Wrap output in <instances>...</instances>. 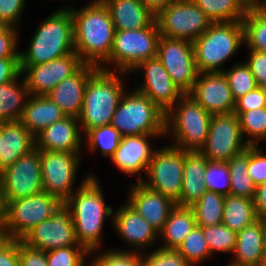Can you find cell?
I'll use <instances>...</instances> for the list:
<instances>
[{"instance_id": "681fc988", "label": "cell", "mask_w": 266, "mask_h": 266, "mask_svg": "<svg viewBox=\"0 0 266 266\" xmlns=\"http://www.w3.org/2000/svg\"><path fill=\"white\" fill-rule=\"evenodd\" d=\"M20 266H48L46 252L32 248L18 239Z\"/></svg>"}, {"instance_id": "d590c367", "label": "cell", "mask_w": 266, "mask_h": 266, "mask_svg": "<svg viewBox=\"0 0 266 266\" xmlns=\"http://www.w3.org/2000/svg\"><path fill=\"white\" fill-rule=\"evenodd\" d=\"M242 22L247 48L266 53V11L250 7Z\"/></svg>"}, {"instance_id": "52a82bcc", "label": "cell", "mask_w": 266, "mask_h": 266, "mask_svg": "<svg viewBox=\"0 0 266 266\" xmlns=\"http://www.w3.org/2000/svg\"><path fill=\"white\" fill-rule=\"evenodd\" d=\"M165 116L149 97L133 89L122 95L111 125L121 136L165 135Z\"/></svg>"}, {"instance_id": "f5cc1de1", "label": "cell", "mask_w": 266, "mask_h": 266, "mask_svg": "<svg viewBox=\"0 0 266 266\" xmlns=\"http://www.w3.org/2000/svg\"><path fill=\"white\" fill-rule=\"evenodd\" d=\"M249 58L245 62L255 77L256 83L260 84L266 82V53L249 49Z\"/></svg>"}, {"instance_id": "4dcf8cb0", "label": "cell", "mask_w": 266, "mask_h": 266, "mask_svg": "<svg viewBox=\"0 0 266 266\" xmlns=\"http://www.w3.org/2000/svg\"><path fill=\"white\" fill-rule=\"evenodd\" d=\"M18 79L0 85V122L19 121L23 114L29 92Z\"/></svg>"}, {"instance_id": "c3c4849f", "label": "cell", "mask_w": 266, "mask_h": 266, "mask_svg": "<svg viewBox=\"0 0 266 266\" xmlns=\"http://www.w3.org/2000/svg\"><path fill=\"white\" fill-rule=\"evenodd\" d=\"M26 0H0V23L19 29Z\"/></svg>"}, {"instance_id": "db71d44e", "label": "cell", "mask_w": 266, "mask_h": 266, "mask_svg": "<svg viewBox=\"0 0 266 266\" xmlns=\"http://www.w3.org/2000/svg\"><path fill=\"white\" fill-rule=\"evenodd\" d=\"M20 58H0V85L22 76Z\"/></svg>"}, {"instance_id": "94428289", "label": "cell", "mask_w": 266, "mask_h": 266, "mask_svg": "<svg viewBox=\"0 0 266 266\" xmlns=\"http://www.w3.org/2000/svg\"><path fill=\"white\" fill-rule=\"evenodd\" d=\"M259 87L262 90L263 95L265 96V99H266V82L260 84Z\"/></svg>"}, {"instance_id": "f35d334b", "label": "cell", "mask_w": 266, "mask_h": 266, "mask_svg": "<svg viewBox=\"0 0 266 266\" xmlns=\"http://www.w3.org/2000/svg\"><path fill=\"white\" fill-rule=\"evenodd\" d=\"M190 266H196L211 256L202 227L196 226L177 248Z\"/></svg>"}, {"instance_id": "816d5d0a", "label": "cell", "mask_w": 266, "mask_h": 266, "mask_svg": "<svg viewBox=\"0 0 266 266\" xmlns=\"http://www.w3.org/2000/svg\"><path fill=\"white\" fill-rule=\"evenodd\" d=\"M0 266H20L18 239H8L0 236Z\"/></svg>"}, {"instance_id": "e0dca14e", "label": "cell", "mask_w": 266, "mask_h": 266, "mask_svg": "<svg viewBox=\"0 0 266 266\" xmlns=\"http://www.w3.org/2000/svg\"><path fill=\"white\" fill-rule=\"evenodd\" d=\"M83 65L78 53L73 52L46 63L20 67L29 95L46 96L59 82L74 75Z\"/></svg>"}, {"instance_id": "5bb4252c", "label": "cell", "mask_w": 266, "mask_h": 266, "mask_svg": "<svg viewBox=\"0 0 266 266\" xmlns=\"http://www.w3.org/2000/svg\"><path fill=\"white\" fill-rule=\"evenodd\" d=\"M234 113L212 115L206 142L199 150L209 161H229L248 148Z\"/></svg>"}, {"instance_id": "3957f363", "label": "cell", "mask_w": 266, "mask_h": 266, "mask_svg": "<svg viewBox=\"0 0 266 266\" xmlns=\"http://www.w3.org/2000/svg\"><path fill=\"white\" fill-rule=\"evenodd\" d=\"M126 72L98 68L86 83L79 124L84 135L91 129L110 125L117 109L125 84L121 76ZM121 75V76H120Z\"/></svg>"}, {"instance_id": "603a6c76", "label": "cell", "mask_w": 266, "mask_h": 266, "mask_svg": "<svg viewBox=\"0 0 266 266\" xmlns=\"http://www.w3.org/2000/svg\"><path fill=\"white\" fill-rule=\"evenodd\" d=\"M82 134L79 119L66 116L38 133L35 147L38 150L81 153Z\"/></svg>"}, {"instance_id": "5b68a950", "label": "cell", "mask_w": 266, "mask_h": 266, "mask_svg": "<svg viewBox=\"0 0 266 266\" xmlns=\"http://www.w3.org/2000/svg\"><path fill=\"white\" fill-rule=\"evenodd\" d=\"M192 43L199 73L223 72V63L245 43L243 22H212Z\"/></svg>"}, {"instance_id": "91938a15", "label": "cell", "mask_w": 266, "mask_h": 266, "mask_svg": "<svg viewBox=\"0 0 266 266\" xmlns=\"http://www.w3.org/2000/svg\"><path fill=\"white\" fill-rule=\"evenodd\" d=\"M259 220H260V222H261L262 225H263V229H264L265 236H266V213L263 214V215H260V216H259Z\"/></svg>"}, {"instance_id": "7402d4cb", "label": "cell", "mask_w": 266, "mask_h": 266, "mask_svg": "<svg viewBox=\"0 0 266 266\" xmlns=\"http://www.w3.org/2000/svg\"><path fill=\"white\" fill-rule=\"evenodd\" d=\"M112 223L116 233L132 248L124 251L139 253L159 238V233L127 202L115 210Z\"/></svg>"}, {"instance_id": "9a60e30c", "label": "cell", "mask_w": 266, "mask_h": 266, "mask_svg": "<svg viewBox=\"0 0 266 266\" xmlns=\"http://www.w3.org/2000/svg\"><path fill=\"white\" fill-rule=\"evenodd\" d=\"M0 175L6 203L43 192L40 150L35 147Z\"/></svg>"}, {"instance_id": "74e56055", "label": "cell", "mask_w": 266, "mask_h": 266, "mask_svg": "<svg viewBox=\"0 0 266 266\" xmlns=\"http://www.w3.org/2000/svg\"><path fill=\"white\" fill-rule=\"evenodd\" d=\"M84 136L86 138V146L92 153L100 149L102 155L109 158L115 153L122 137L119 131L111 124L93 128Z\"/></svg>"}, {"instance_id": "8d00e7d4", "label": "cell", "mask_w": 266, "mask_h": 266, "mask_svg": "<svg viewBox=\"0 0 266 266\" xmlns=\"http://www.w3.org/2000/svg\"><path fill=\"white\" fill-rule=\"evenodd\" d=\"M234 113L238 116L243 139L246 135L249 137L246 140L249 146H259L261 140L266 143V107Z\"/></svg>"}, {"instance_id": "6f0895ef", "label": "cell", "mask_w": 266, "mask_h": 266, "mask_svg": "<svg viewBox=\"0 0 266 266\" xmlns=\"http://www.w3.org/2000/svg\"><path fill=\"white\" fill-rule=\"evenodd\" d=\"M7 218V203L5 200L2 179L0 175V231L3 229Z\"/></svg>"}, {"instance_id": "4316f807", "label": "cell", "mask_w": 266, "mask_h": 266, "mask_svg": "<svg viewBox=\"0 0 266 266\" xmlns=\"http://www.w3.org/2000/svg\"><path fill=\"white\" fill-rule=\"evenodd\" d=\"M35 148V136L20 122H3L0 171Z\"/></svg>"}, {"instance_id": "d6a6232c", "label": "cell", "mask_w": 266, "mask_h": 266, "mask_svg": "<svg viewBox=\"0 0 266 266\" xmlns=\"http://www.w3.org/2000/svg\"><path fill=\"white\" fill-rule=\"evenodd\" d=\"M212 22L243 21L250 9L245 0H192Z\"/></svg>"}, {"instance_id": "ac0fdd59", "label": "cell", "mask_w": 266, "mask_h": 266, "mask_svg": "<svg viewBox=\"0 0 266 266\" xmlns=\"http://www.w3.org/2000/svg\"><path fill=\"white\" fill-rule=\"evenodd\" d=\"M142 71V84L134 90L147 96L163 112L167 113L184 95L174 84L161 61L156 57L140 62L131 73Z\"/></svg>"}, {"instance_id": "680465c9", "label": "cell", "mask_w": 266, "mask_h": 266, "mask_svg": "<svg viewBox=\"0 0 266 266\" xmlns=\"http://www.w3.org/2000/svg\"><path fill=\"white\" fill-rule=\"evenodd\" d=\"M253 7L266 11V0H259Z\"/></svg>"}, {"instance_id": "30bf717a", "label": "cell", "mask_w": 266, "mask_h": 266, "mask_svg": "<svg viewBox=\"0 0 266 266\" xmlns=\"http://www.w3.org/2000/svg\"><path fill=\"white\" fill-rule=\"evenodd\" d=\"M184 170V150L173 145L155 150L148 165L144 185L180 205Z\"/></svg>"}, {"instance_id": "11a10c76", "label": "cell", "mask_w": 266, "mask_h": 266, "mask_svg": "<svg viewBox=\"0 0 266 266\" xmlns=\"http://www.w3.org/2000/svg\"><path fill=\"white\" fill-rule=\"evenodd\" d=\"M254 205L258 217L266 213V183L256 187Z\"/></svg>"}, {"instance_id": "d4e9b609", "label": "cell", "mask_w": 266, "mask_h": 266, "mask_svg": "<svg viewBox=\"0 0 266 266\" xmlns=\"http://www.w3.org/2000/svg\"><path fill=\"white\" fill-rule=\"evenodd\" d=\"M266 236L263 225L258 219L242 231L237 232L234 259L231 266H261L264 258Z\"/></svg>"}, {"instance_id": "ba28073f", "label": "cell", "mask_w": 266, "mask_h": 266, "mask_svg": "<svg viewBox=\"0 0 266 266\" xmlns=\"http://www.w3.org/2000/svg\"><path fill=\"white\" fill-rule=\"evenodd\" d=\"M159 38L156 19L139 30H116L110 57L100 68L113 71L110 64L114 71L129 74L140 62L156 57Z\"/></svg>"}, {"instance_id": "60d3db41", "label": "cell", "mask_w": 266, "mask_h": 266, "mask_svg": "<svg viewBox=\"0 0 266 266\" xmlns=\"http://www.w3.org/2000/svg\"><path fill=\"white\" fill-rule=\"evenodd\" d=\"M206 189L224 196L230 195L231 183L227 161H207L203 177Z\"/></svg>"}, {"instance_id": "2e32d148", "label": "cell", "mask_w": 266, "mask_h": 266, "mask_svg": "<svg viewBox=\"0 0 266 266\" xmlns=\"http://www.w3.org/2000/svg\"><path fill=\"white\" fill-rule=\"evenodd\" d=\"M156 56L174 84L183 94H188L199 73L196 68L193 43L160 36Z\"/></svg>"}, {"instance_id": "484cf974", "label": "cell", "mask_w": 266, "mask_h": 266, "mask_svg": "<svg viewBox=\"0 0 266 266\" xmlns=\"http://www.w3.org/2000/svg\"><path fill=\"white\" fill-rule=\"evenodd\" d=\"M208 159L200 152L184 150V170L180 206L191 207L207 192L203 177Z\"/></svg>"}, {"instance_id": "4fadbf2b", "label": "cell", "mask_w": 266, "mask_h": 266, "mask_svg": "<svg viewBox=\"0 0 266 266\" xmlns=\"http://www.w3.org/2000/svg\"><path fill=\"white\" fill-rule=\"evenodd\" d=\"M43 190L65 202L74 191L80 153L40 150Z\"/></svg>"}, {"instance_id": "e7e4bbea", "label": "cell", "mask_w": 266, "mask_h": 266, "mask_svg": "<svg viewBox=\"0 0 266 266\" xmlns=\"http://www.w3.org/2000/svg\"><path fill=\"white\" fill-rule=\"evenodd\" d=\"M261 266H266V245H265V251H264V258L262 260Z\"/></svg>"}, {"instance_id": "7c38bea8", "label": "cell", "mask_w": 266, "mask_h": 266, "mask_svg": "<svg viewBox=\"0 0 266 266\" xmlns=\"http://www.w3.org/2000/svg\"><path fill=\"white\" fill-rule=\"evenodd\" d=\"M21 241L42 251L82 246L77 242L71 209L65 202L58 205L50 219L28 231Z\"/></svg>"}, {"instance_id": "6da1fadb", "label": "cell", "mask_w": 266, "mask_h": 266, "mask_svg": "<svg viewBox=\"0 0 266 266\" xmlns=\"http://www.w3.org/2000/svg\"><path fill=\"white\" fill-rule=\"evenodd\" d=\"M74 47L84 64L100 68L110 57L115 27L102 1H92L79 10L71 7Z\"/></svg>"}, {"instance_id": "7bdbcfd3", "label": "cell", "mask_w": 266, "mask_h": 266, "mask_svg": "<svg viewBox=\"0 0 266 266\" xmlns=\"http://www.w3.org/2000/svg\"><path fill=\"white\" fill-rule=\"evenodd\" d=\"M97 250L90 251L88 266H142V253L123 251L118 249L107 250L97 255ZM96 254V256H95Z\"/></svg>"}, {"instance_id": "8992f818", "label": "cell", "mask_w": 266, "mask_h": 266, "mask_svg": "<svg viewBox=\"0 0 266 266\" xmlns=\"http://www.w3.org/2000/svg\"><path fill=\"white\" fill-rule=\"evenodd\" d=\"M211 119L210 113L184 94L166 113L165 135H172L171 145L177 148L199 151L206 142Z\"/></svg>"}, {"instance_id": "836d02e7", "label": "cell", "mask_w": 266, "mask_h": 266, "mask_svg": "<svg viewBox=\"0 0 266 266\" xmlns=\"http://www.w3.org/2000/svg\"><path fill=\"white\" fill-rule=\"evenodd\" d=\"M230 195L244 197L254 200L256 186L248 174V148L233 156L229 161Z\"/></svg>"}, {"instance_id": "7dc6e473", "label": "cell", "mask_w": 266, "mask_h": 266, "mask_svg": "<svg viewBox=\"0 0 266 266\" xmlns=\"http://www.w3.org/2000/svg\"><path fill=\"white\" fill-rule=\"evenodd\" d=\"M18 29L0 23V58H20ZM18 41V42H17Z\"/></svg>"}, {"instance_id": "bcb514c9", "label": "cell", "mask_w": 266, "mask_h": 266, "mask_svg": "<svg viewBox=\"0 0 266 266\" xmlns=\"http://www.w3.org/2000/svg\"><path fill=\"white\" fill-rule=\"evenodd\" d=\"M247 171L256 187L266 183V153L259 146H248Z\"/></svg>"}, {"instance_id": "ee69618b", "label": "cell", "mask_w": 266, "mask_h": 266, "mask_svg": "<svg viewBox=\"0 0 266 266\" xmlns=\"http://www.w3.org/2000/svg\"><path fill=\"white\" fill-rule=\"evenodd\" d=\"M45 252L48 266H88L85 259L89 257V251L83 246H69Z\"/></svg>"}, {"instance_id": "9f6ffc18", "label": "cell", "mask_w": 266, "mask_h": 266, "mask_svg": "<svg viewBox=\"0 0 266 266\" xmlns=\"http://www.w3.org/2000/svg\"><path fill=\"white\" fill-rule=\"evenodd\" d=\"M144 6L157 16L164 8H166L174 0H140Z\"/></svg>"}, {"instance_id": "1f68e13d", "label": "cell", "mask_w": 266, "mask_h": 266, "mask_svg": "<svg viewBox=\"0 0 266 266\" xmlns=\"http://www.w3.org/2000/svg\"><path fill=\"white\" fill-rule=\"evenodd\" d=\"M258 219L254 200L234 195L225 196L222 224L226 227L239 232Z\"/></svg>"}, {"instance_id": "ab89813d", "label": "cell", "mask_w": 266, "mask_h": 266, "mask_svg": "<svg viewBox=\"0 0 266 266\" xmlns=\"http://www.w3.org/2000/svg\"><path fill=\"white\" fill-rule=\"evenodd\" d=\"M202 231L211 255L217 252L234 253L237 232L229 229L224 224L202 227Z\"/></svg>"}, {"instance_id": "ffe728a7", "label": "cell", "mask_w": 266, "mask_h": 266, "mask_svg": "<svg viewBox=\"0 0 266 266\" xmlns=\"http://www.w3.org/2000/svg\"><path fill=\"white\" fill-rule=\"evenodd\" d=\"M165 135H131L122 136L115 153L110 157L119 171L129 174H138V182L143 178L140 172H147L148 165L155 150L148 142L149 139Z\"/></svg>"}, {"instance_id": "277c9868", "label": "cell", "mask_w": 266, "mask_h": 266, "mask_svg": "<svg viewBox=\"0 0 266 266\" xmlns=\"http://www.w3.org/2000/svg\"><path fill=\"white\" fill-rule=\"evenodd\" d=\"M28 48L19 52L20 66L46 63L75 52L73 19L69 8L50 14L31 37Z\"/></svg>"}, {"instance_id": "f6af8a7d", "label": "cell", "mask_w": 266, "mask_h": 266, "mask_svg": "<svg viewBox=\"0 0 266 266\" xmlns=\"http://www.w3.org/2000/svg\"><path fill=\"white\" fill-rule=\"evenodd\" d=\"M142 266H190L177 249L157 248L149 254H142Z\"/></svg>"}, {"instance_id": "e575fe53", "label": "cell", "mask_w": 266, "mask_h": 266, "mask_svg": "<svg viewBox=\"0 0 266 266\" xmlns=\"http://www.w3.org/2000/svg\"><path fill=\"white\" fill-rule=\"evenodd\" d=\"M225 196L215 192H205L191 206L197 226L206 227L222 224Z\"/></svg>"}, {"instance_id": "f907efd6", "label": "cell", "mask_w": 266, "mask_h": 266, "mask_svg": "<svg viewBox=\"0 0 266 266\" xmlns=\"http://www.w3.org/2000/svg\"><path fill=\"white\" fill-rule=\"evenodd\" d=\"M266 99L262 90L258 86L254 90L246 93L235 100V107L233 112H245L255 110L257 108H265Z\"/></svg>"}, {"instance_id": "d6986e66", "label": "cell", "mask_w": 266, "mask_h": 266, "mask_svg": "<svg viewBox=\"0 0 266 266\" xmlns=\"http://www.w3.org/2000/svg\"><path fill=\"white\" fill-rule=\"evenodd\" d=\"M188 95L211 115L234 111L235 99L222 72L198 73Z\"/></svg>"}, {"instance_id": "f1b7e54d", "label": "cell", "mask_w": 266, "mask_h": 266, "mask_svg": "<svg viewBox=\"0 0 266 266\" xmlns=\"http://www.w3.org/2000/svg\"><path fill=\"white\" fill-rule=\"evenodd\" d=\"M66 115L47 95H29L20 122L36 136L51 124L62 120Z\"/></svg>"}, {"instance_id": "7a4b0ae2", "label": "cell", "mask_w": 266, "mask_h": 266, "mask_svg": "<svg viewBox=\"0 0 266 266\" xmlns=\"http://www.w3.org/2000/svg\"><path fill=\"white\" fill-rule=\"evenodd\" d=\"M70 207L77 242L89 252L99 250L105 218H113V208L106 205L97 177L88 174L65 201Z\"/></svg>"}, {"instance_id": "cb8c5ba5", "label": "cell", "mask_w": 266, "mask_h": 266, "mask_svg": "<svg viewBox=\"0 0 266 266\" xmlns=\"http://www.w3.org/2000/svg\"><path fill=\"white\" fill-rule=\"evenodd\" d=\"M97 69L98 67L93 65L84 64L74 75L59 82L47 96L61 108L66 116L79 118L86 83Z\"/></svg>"}, {"instance_id": "f546056e", "label": "cell", "mask_w": 266, "mask_h": 266, "mask_svg": "<svg viewBox=\"0 0 266 266\" xmlns=\"http://www.w3.org/2000/svg\"><path fill=\"white\" fill-rule=\"evenodd\" d=\"M197 226L193 209L176 205L169 214L159 238L164 239V249H177L182 241Z\"/></svg>"}, {"instance_id": "83f0119b", "label": "cell", "mask_w": 266, "mask_h": 266, "mask_svg": "<svg viewBox=\"0 0 266 266\" xmlns=\"http://www.w3.org/2000/svg\"><path fill=\"white\" fill-rule=\"evenodd\" d=\"M108 8L115 30H139L148 27L155 15L140 0H102Z\"/></svg>"}, {"instance_id": "44dd1931", "label": "cell", "mask_w": 266, "mask_h": 266, "mask_svg": "<svg viewBox=\"0 0 266 266\" xmlns=\"http://www.w3.org/2000/svg\"><path fill=\"white\" fill-rule=\"evenodd\" d=\"M129 190L126 202L160 233L176 203L140 181L134 182Z\"/></svg>"}, {"instance_id": "be15d7a7", "label": "cell", "mask_w": 266, "mask_h": 266, "mask_svg": "<svg viewBox=\"0 0 266 266\" xmlns=\"http://www.w3.org/2000/svg\"><path fill=\"white\" fill-rule=\"evenodd\" d=\"M3 133V122H0V154H1V137Z\"/></svg>"}, {"instance_id": "8fae6325", "label": "cell", "mask_w": 266, "mask_h": 266, "mask_svg": "<svg viewBox=\"0 0 266 266\" xmlns=\"http://www.w3.org/2000/svg\"><path fill=\"white\" fill-rule=\"evenodd\" d=\"M160 36L193 42L212 21L192 0H174L155 17Z\"/></svg>"}, {"instance_id": "6125c7cd", "label": "cell", "mask_w": 266, "mask_h": 266, "mask_svg": "<svg viewBox=\"0 0 266 266\" xmlns=\"http://www.w3.org/2000/svg\"><path fill=\"white\" fill-rule=\"evenodd\" d=\"M250 7H253L259 0H245Z\"/></svg>"}, {"instance_id": "9c48e42d", "label": "cell", "mask_w": 266, "mask_h": 266, "mask_svg": "<svg viewBox=\"0 0 266 266\" xmlns=\"http://www.w3.org/2000/svg\"><path fill=\"white\" fill-rule=\"evenodd\" d=\"M61 201L47 192L7 203V218L0 236L21 240L28 231L50 219Z\"/></svg>"}, {"instance_id": "b9f144b4", "label": "cell", "mask_w": 266, "mask_h": 266, "mask_svg": "<svg viewBox=\"0 0 266 266\" xmlns=\"http://www.w3.org/2000/svg\"><path fill=\"white\" fill-rule=\"evenodd\" d=\"M222 73L235 100L258 87L250 67L245 62L237 63L228 70L224 69Z\"/></svg>"}]
</instances>
